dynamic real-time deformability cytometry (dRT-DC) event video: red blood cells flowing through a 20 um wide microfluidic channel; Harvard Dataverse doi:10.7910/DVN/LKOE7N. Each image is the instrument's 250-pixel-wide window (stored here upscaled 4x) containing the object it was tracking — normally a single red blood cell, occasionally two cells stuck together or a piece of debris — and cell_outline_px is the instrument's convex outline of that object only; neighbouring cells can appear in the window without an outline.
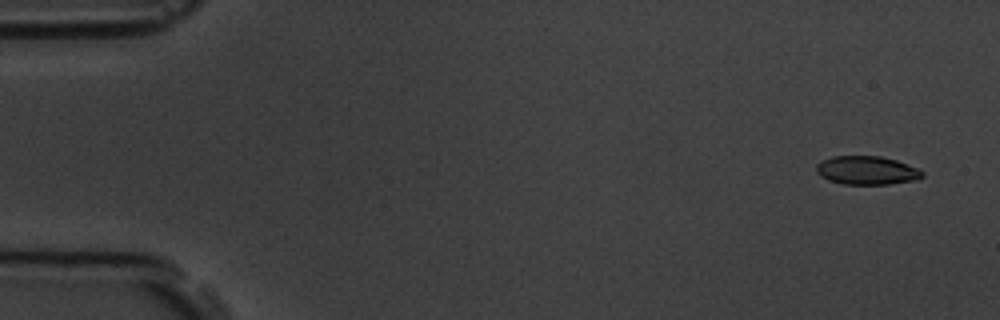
{"species": "common noctule bat (a hibernating species)", "species_latin": "Nyctalus noctula", "temperature_condition": "room temperature", "stored_images_in_passage": 6, "camera_frame_rate_fps": 3000, "um_per_image_px": 0.085, "animal": {"sex": "male", "body_mass_g": 19.5, "forearm_length_mm": 54.6}, "frame": {"image": 1, "passage_image": 1, "time_ms": 0.0, "image_size_px": [1000, 320], "cell_outline_px": [[924, 176], [916, 180], [888, 184], [844, 184], [828, 180], [820, 176], [816, 172], [816, 164], [832, 156], [880, 156], [896, 160], [916, 168], [924, 172]], "centroid_in_image_um": [73.66, 14.48], "position_along_channel_um": 11.3, "area_um2": 17.57}}
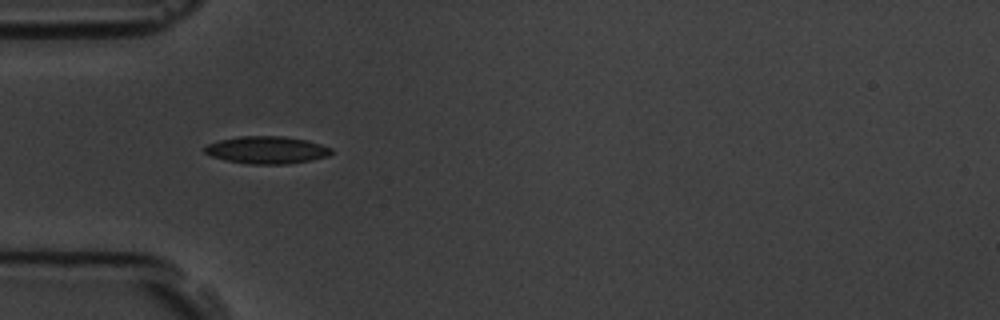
{"frame": {"image": 2, "passage_image": 5, "time_ms": 4.667, "image_size_px": [1000, 320], "cell_outline_px": [[332, 152], [328, 156], [312, 160], [288, 164], [248, 164], [224, 160], [212, 156], [204, 152], [204, 148], [208, 144], [220, 140], [240, 136], [284, 136], [308, 140], [332, 148]], "centroid_in_image_um": [22.69, 12.75], "position_along_channel_um": 62.3, "area_um2": 20.29}}
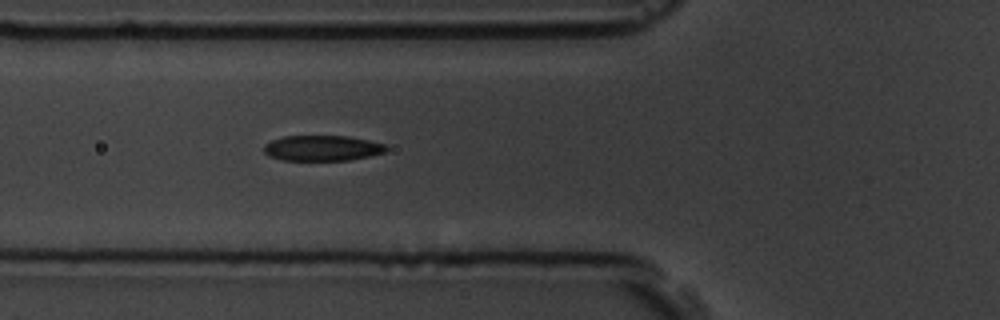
{"frame": {"image": 3, "passage_image": 6, "time_ms": 5.667, "image_size_px": [1000, 320], "cell_outline_px": [[388, 148], [384, 152], [368, 156], [348, 160], [284, 160], [268, 156], [264, 152], [264, 144], [272, 140], [284, 136], [348, 136], [368, 140], [384, 144]], "centroid_in_image_um": [27.36, 12.58], "position_along_channel_um": 98.4, "area_um2": 18.03}}